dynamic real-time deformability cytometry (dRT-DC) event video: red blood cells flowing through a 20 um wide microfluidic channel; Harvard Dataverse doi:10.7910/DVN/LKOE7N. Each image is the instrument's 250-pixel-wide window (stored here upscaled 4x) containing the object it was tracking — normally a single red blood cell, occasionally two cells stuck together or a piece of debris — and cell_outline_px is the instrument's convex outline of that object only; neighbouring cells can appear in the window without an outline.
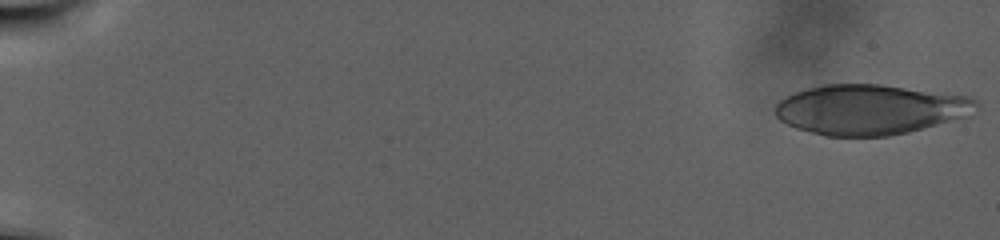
{"species": "human", "species_latin": "Homo sapiens", "temperature_condition": "warm", "stored_images_in_passage": 59, "camera_frame_rate_fps": 3000, "um_per_image_px": 0.085, "donor": {"sex": "male"}, "frame": {"image": 1, "passage_image": 1, "time_ms": 0.0, "image_size_px": [1000, 240], "cell_outline_px": [[980, 104], [964, 116], [908, 132], [888, 136], [824, 136], [796, 128], [780, 120], [776, 116], [776, 104], [780, 100], [796, 92], [808, 88], [824, 84], [880, 84], [944, 92], [968, 96], [976, 100]], "centroid_in_image_um": [73.93, 9.3], "position_along_channel_um": 11.1, "area_um2": 58.2}}
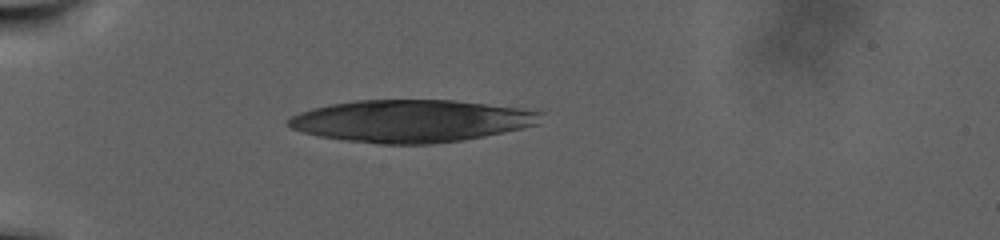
{"frame": {"image": 2, "passage_image": 31, "time_ms": 10.0, "image_size_px": [1000, 240], "cell_outline_px": [[544, 112], [540, 124], [504, 132], [484, 136], [460, 140], [432, 144], [380, 144], [344, 140], [320, 136], [304, 132], [292, 128], [288, 124], [288, 120], [292, 116], [300, 112], [312, 108], [332, 104], [356, 100], [452, 100], [520, 108]], "centroid_in_image_um": [34.98, 10.28], "position_along_channel_um": 50.0, "area_um2": 62.02}}